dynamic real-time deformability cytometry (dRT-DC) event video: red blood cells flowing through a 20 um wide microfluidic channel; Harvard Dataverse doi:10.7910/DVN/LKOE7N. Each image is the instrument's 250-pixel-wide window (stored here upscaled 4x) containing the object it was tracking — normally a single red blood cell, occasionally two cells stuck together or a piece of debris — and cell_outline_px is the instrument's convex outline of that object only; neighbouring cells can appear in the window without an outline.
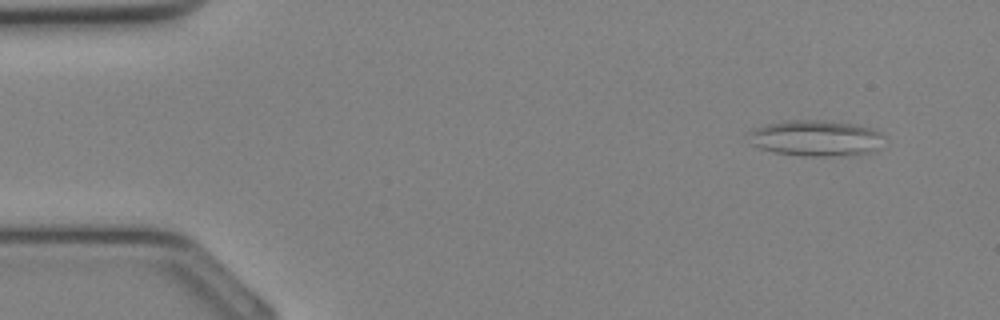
{"species": "Egyptian fruit bat (a non-hibernating species)", "species_latin": "Rousettus aegyptiacus", "temperature_condition": "cold", "stored_images_in_passage": 34, "segment_of_instrument_passage": [1, 2], "camera_frame_rate_fps": 3000, "um_per_image_px": 0.085, "animal": {"sex": "female"}, "frame": {"image": 1, "passage_image": 3, "time_ms": 0.667, "image_size_px": [1000, 320], "cell_outline_px": [[884, 136], [876, 152], [856, 156], [804, 156], [772, 152], [760, 148], [752, 144], [748, 132], [756, 128], [768, 124], [788, 120], [820, 120], [852, 124], [872, 128], [880, 132]], "centroid_in_image_um": [69.4, 11.77], "position_along_channel_um": 15.6, "area_um2": 28.61}}
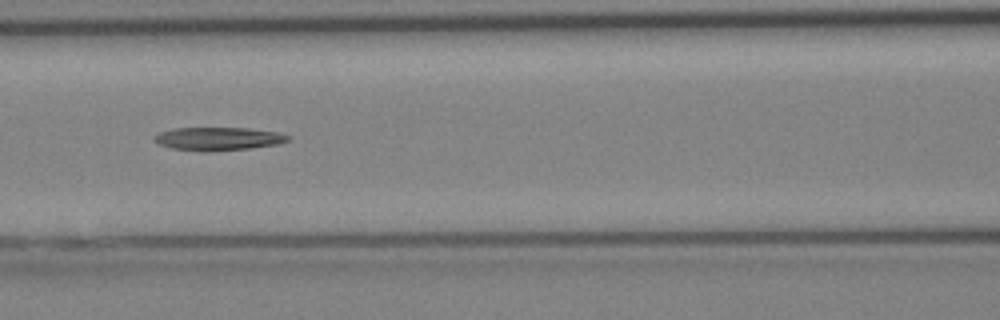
{"frame": {"image": 2, "passage_image": 15, "time_ms": 4.667, "image_size_px": [1000, 320], "cell_outline_px": [[292, 136], [288, 140], [276, 144], [252, 148], [204, 152], [200, 152], [172, 148], [160, 144], [152, 140], [160, 132], [176, 128], [248, 128], [276, 132]], "centroid_in_image_um": [18.55, 11.8], "position_along_channel_um": 148.1, "area_um2": 17.98}}
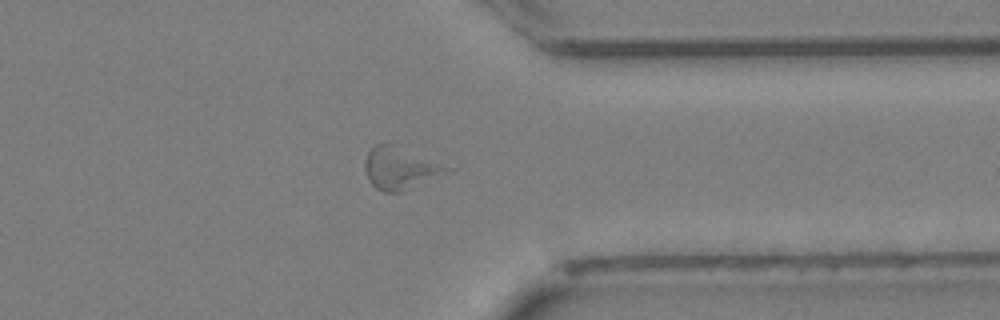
{"frame": {"image": 3, "passage_image": 27, "time_ms": 8.667, "image_size_px": [1000, 320], "cell_outline_px": [[456, 168], [400, 192], [384, 192], [376, 188], [368, 180], [364, 168], [364, 160], [372, 144], [388, 144]], "centroid_in_image_um": [33.96, 14.31], "position_along_channel_um": 377.4, "area_um2": 19.59}}